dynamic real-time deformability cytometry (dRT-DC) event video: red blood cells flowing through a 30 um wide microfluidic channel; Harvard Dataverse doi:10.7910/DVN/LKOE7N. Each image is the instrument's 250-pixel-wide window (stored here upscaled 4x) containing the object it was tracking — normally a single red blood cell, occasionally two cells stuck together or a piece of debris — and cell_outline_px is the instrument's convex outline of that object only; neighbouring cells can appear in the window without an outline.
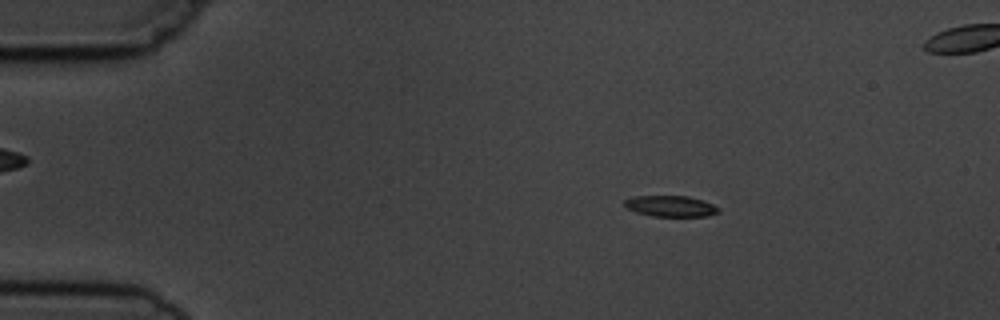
{"species": "common noctule bat (a hibernating species)", "species_latin": "Nyctalus noctula", "temperature_condition": "cold", "stored_images_in_passage": 4, "camera_frame_rate_fps": 3000, "um_per_image_px": 0.085, "animal": {"sex": "male", "body_mass_g": 19.5, "forearm_length_mm": 54.6}, "frame": {"image": 1, "passage_image": 2, "time_ms": 1.333, "image_size_px": [1000, 320], "cell_outline_px": [[720, 212], [708, 216], [652, 216], [636, 212], [628, 208], [624, 204], [624, 200], [632, 196], [688, 196], [704, 200], [720, 208]], "centroid_in_image_um": [57.03, 17.52], "position_along_channel_um": 28.0, "area_um2": 11.56}}